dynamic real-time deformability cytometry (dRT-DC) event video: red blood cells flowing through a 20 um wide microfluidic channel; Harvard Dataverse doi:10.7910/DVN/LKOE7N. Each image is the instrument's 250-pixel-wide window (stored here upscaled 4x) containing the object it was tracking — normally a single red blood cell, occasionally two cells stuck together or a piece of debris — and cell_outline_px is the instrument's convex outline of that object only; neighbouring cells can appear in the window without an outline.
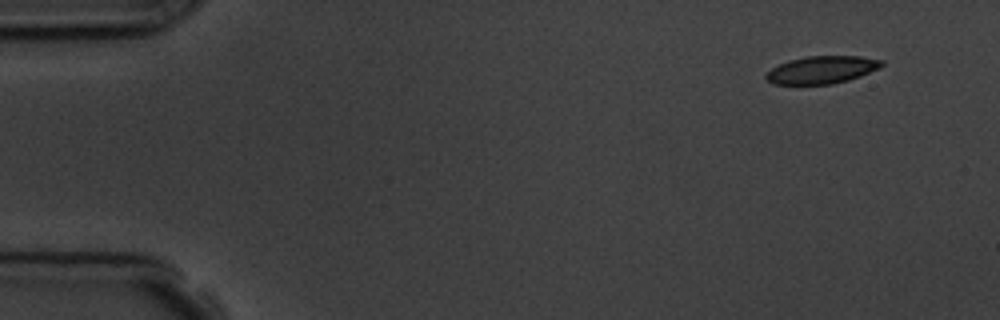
{"species": "common noctule bat (a hibernating species)", "species_latin": "Nyctalus noctula", "temperature_condition": "room temperature", "stored_images_in_passage": 7, "camera_frame_rate_fps": 3000, "um_per_image_px": 0.085, "animal": {"sex": "male", "body_mass_g": 19.5, "forearm_length_mm": 54.6}, "frame": {"image": 1, "passage_image": 1, "time_ms": 0.0, "image_size_px": [1000, 320], "cell_outline_px": [[884, 64], [880, 68], [860, 76], [848, 80], [832, 84], [772, 84], [764, 76], [772, 68], [788, 60], [808, 56], [860, 56], [884, 60]], "centroid_in_image_um": [69.88, 5.93], "position_along_channel_um": 15.1, "area_um2": 18.55}}
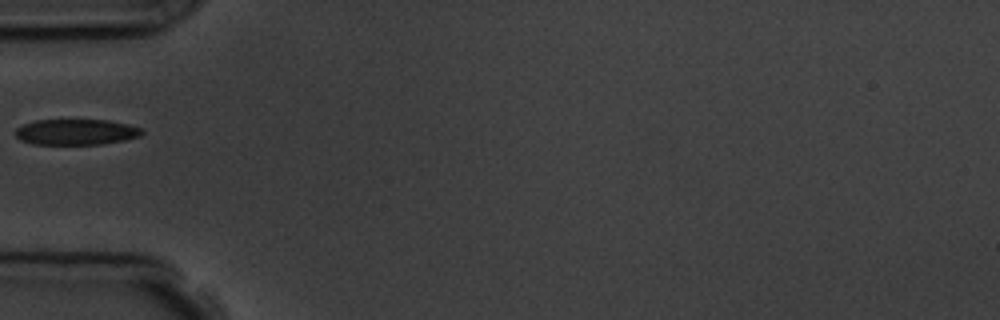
{"frame": {"image": 2, "passage_image": 5, "time_ms": 4.667, "image_size_px": [1000, 320], "cell_outline_px": [[144, 132], [140, 136], [124, 140], [100, 144], [32, 144], [20, 140], [16, 136], [16, 128], [24, 124], [36, 120], [108, 120], [128, 124], [140, 128]], "centroid_in_image_um": [6.46, 11.22], "position_along_channel_um": 78.5, "area_um2": 18.9}}
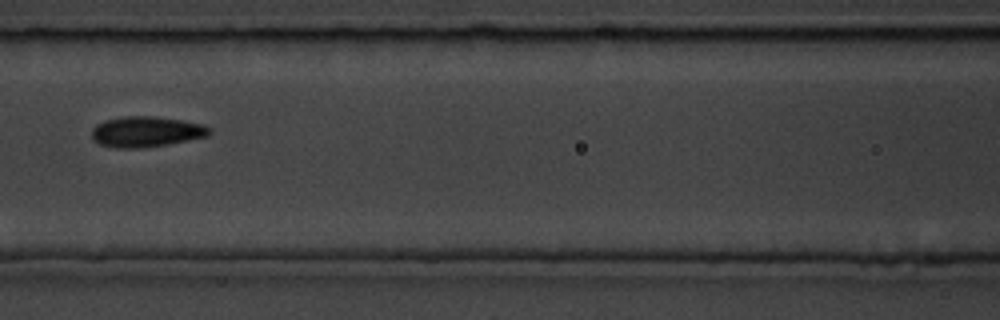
{"frame": {"image": 3, "passage_image": 7, "time_ms": 6.667, "image_size_px": [1000, 320], "cell_outline_px": [[212, 132], [208, 136], [168, 144], [140, 148], [116, 148], [100, 144], [92, 140], [92, 128], [96, 124], [104, 120], [124, 116], [152, 116], [180, 120], [204, 124], [212, 128]], "centroid_in_image_um": [12.42, 11.19], "position_along_channel_um": 154.2, "area_um2": 21.1}}